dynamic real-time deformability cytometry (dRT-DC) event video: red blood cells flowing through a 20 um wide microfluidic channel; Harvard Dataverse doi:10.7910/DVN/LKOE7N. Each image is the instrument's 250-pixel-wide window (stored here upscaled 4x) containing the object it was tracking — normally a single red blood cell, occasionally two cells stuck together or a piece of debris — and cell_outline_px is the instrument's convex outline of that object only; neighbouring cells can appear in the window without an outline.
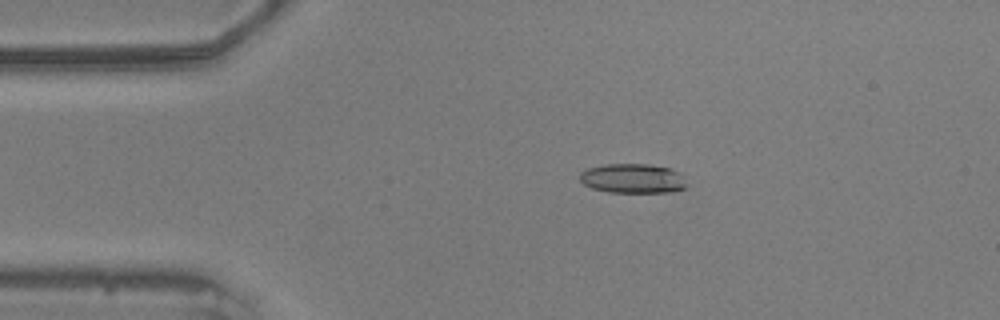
{"species": "common noctule bat (a hibernating species)", "species_latin": "Nyctalus noctula", "temperature_condition": "warm", "stored_images_in_passage": 16, "camera_frame_rate_fps": 3000, "um_per_image_px": 0.085, "animal": {"sex": "male", "body_mass_g": 20.5, "forearm_length_mm": 52.5}, "frame": {"image": 1, "passage_image": 11, "time_ms": 3.333, "image_size_px": [1000, 320], "cell_outline_px": [[684, 188], [672, 192], [608, 192], [592, 188], [584, 184], [580, 180], [580, 172], [588, 168], [604, 164], [648, 164], [668, 168], [684, 176]], "centroid_in_image_um": [53.74, 15.17], "position_along_channel_um": 31.3, "area_um2": 18.21}}